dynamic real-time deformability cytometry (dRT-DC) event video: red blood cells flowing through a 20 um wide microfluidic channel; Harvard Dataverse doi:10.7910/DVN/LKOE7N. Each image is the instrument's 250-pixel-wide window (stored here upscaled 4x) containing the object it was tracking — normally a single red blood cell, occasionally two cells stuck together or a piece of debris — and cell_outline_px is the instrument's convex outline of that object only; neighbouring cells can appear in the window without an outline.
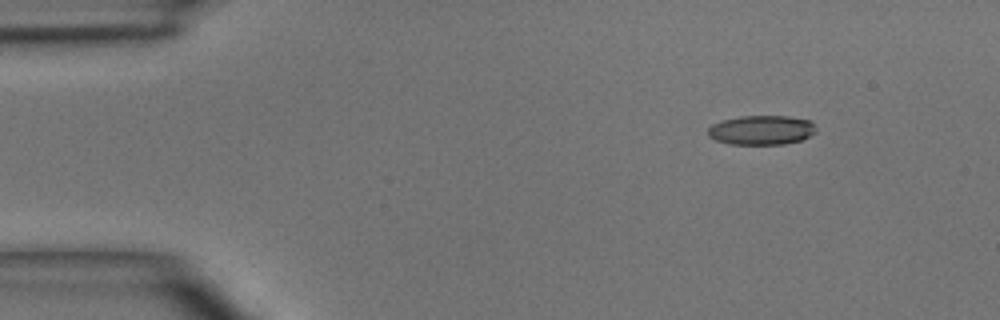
{"species": "common noctule bat (a hibernating species)", "species_latin": "Nyctalus noctula", "temperature_condition": "room temperature", "stored_images_in_passage": 2, "camera_frame_rate_fps": 3000, "um_per_image_px": 0.085, "animal": {"sex": "male", "body_mass_g": 15.6}, "frame": {"image": 1, "passage_image": 2, "time_ms": 2.0, "image_size_px": [1000, 320], "cell_outline_px": [[816, 132], [800, 140], [784, 144], [728, 144], [716, 140], [708, 136], [708, 128], [712, 124], [720, 120], [740, 116], [788, 116], [812, 120], [816, 128]], "centroid_in_image_um": [64.72, 11.04], "position_along_channel_um": 20.3, "area_um2": 18.67}}